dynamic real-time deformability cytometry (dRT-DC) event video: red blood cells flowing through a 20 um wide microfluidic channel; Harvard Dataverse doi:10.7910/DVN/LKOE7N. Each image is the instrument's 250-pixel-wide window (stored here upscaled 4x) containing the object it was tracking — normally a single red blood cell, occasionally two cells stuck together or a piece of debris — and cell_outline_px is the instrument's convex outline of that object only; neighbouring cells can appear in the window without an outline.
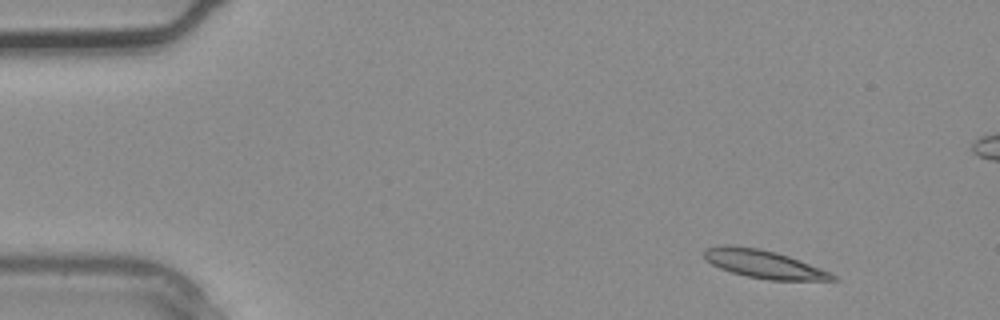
{"species": "common noctule bat (a hibernating species)", "species_latin": "Nyctalus noctula", "temperature_condition": "warm", "stored_images_in_passage": 4, "camera_frame_rate_fps": 3000, "um_per_image_px": 0.085, "animal": {"sex": "male", "body_mass_g": 20.4}, "frame": {"image": 1, "passage_image": 4, "time_ms": 1.0, "image_size_px": [1000, 320], "cell_outline_px": [[840, 280], [768, 280], [748, 276], [732, 272], [720, 268], [704, 260], [704, 248], [724, 244], [728, 244], [756, 248], [776, 252], [788, 256], [820, 268], [836, 276]], "centroid_in_image_um": [64.87, 22.44], "position_along_channel_um": 20.1, "area_um2": 20.87}}